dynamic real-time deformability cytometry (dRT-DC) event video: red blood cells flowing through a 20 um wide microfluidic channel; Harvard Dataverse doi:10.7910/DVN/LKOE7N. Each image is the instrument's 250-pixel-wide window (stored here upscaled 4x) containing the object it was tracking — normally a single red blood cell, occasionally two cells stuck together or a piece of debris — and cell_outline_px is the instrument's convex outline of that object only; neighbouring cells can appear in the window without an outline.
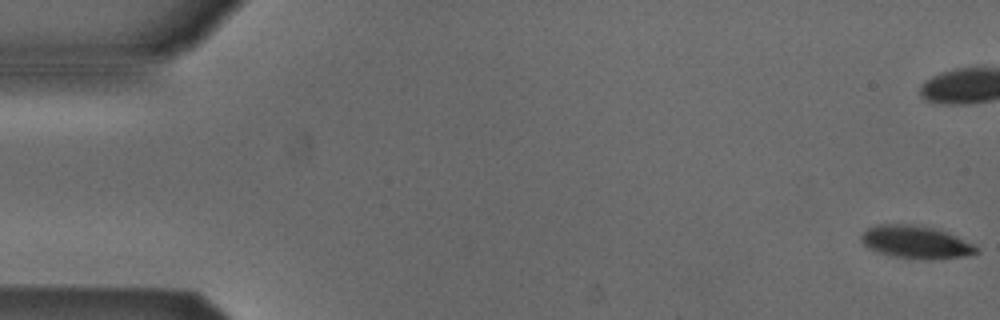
{"species": "Egyptian fruit bat (a non-hibernating species)", "species_latin": "Rousettus aegyptiacus", "temperature_condition": "cold", "stored_images_in_passage": 54, "camera_frame_rate_fps": 3000, "um_per_image_px": 0.085, "animal": {"sex": "male"}, "frame": {"image": 1, "passage_image": 1, "time_ms": 0.0, "image_size_px": [1000, 320], "cell_outline_px": [[980, 252], [964, 256], [896, 256], [880, 252], [868, 248], [860, 240], [860, 236], [868, 228], [876, 224], [920, 224], [948, 232], [972, 244]], "centroid_in_image_um": [77.78, 20.5], "position_along_channel_um": 7.2, "area_um2": 20.87}}
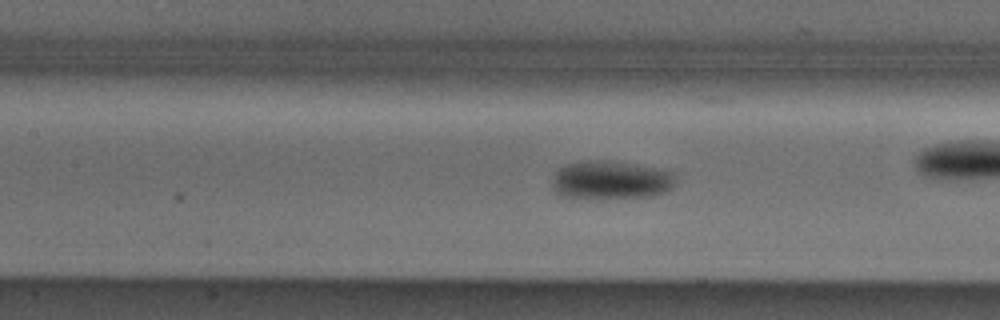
{"frame": {"image": 2, "passage_image": 24, "time_ms": 7.667, "image_size_px": [1000, 320], "cell_outline_px": [[676, 184], [672, 188], [664, 192], [652, 196], [560, 196], [552, 188], [552, 180], [556, 168], [564, 164], [584, 160], [612, 160], [636, 164], [672, 172], [676, 176]], "centroid_in_image_um": [51.9, 15.25], "position_along_channel_um": 155.5, "area_um2": 27.34}}
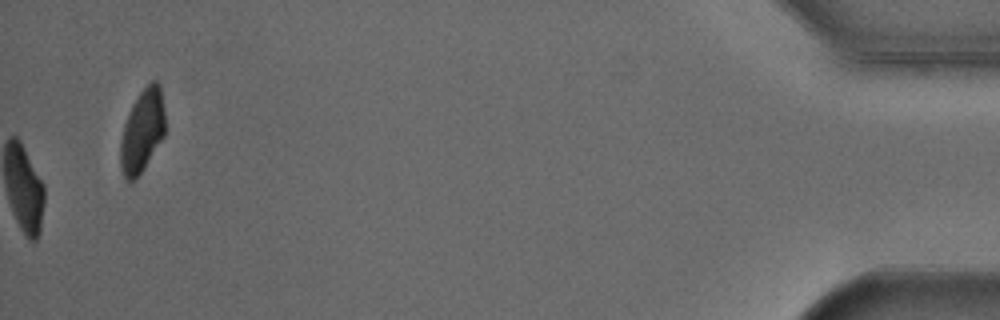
{"frame": {"image": 3, "passage_image": 54, "time_ms": 17.667, "image_size_px": [1000, 320], "cell_outline_px": [[164, 136], [144, 168], [136, 180], [128, 180], [124, 176], [120, 168], [120, 140], [124, 124], [132, 104], [140, 92], [152, 80], [156, 80], [160, 84], [164, 112]], "centroid_in_image_um": [12.08, 11.13], "position_along_channel_um": 423.1, "area_um2": 21.5}, "authors_computed_cell_mechanics": {"area_um2": 24.2471, "velocity_mm_per_s": 3.8653, "shape_relaxation_time_tau1_ms": 2.4342, "shape_relaxation_time_tau2_ms": 6.5009, "deformation_change_tau1": 0.1197, "deformation_change_tau2": 0.0639}}